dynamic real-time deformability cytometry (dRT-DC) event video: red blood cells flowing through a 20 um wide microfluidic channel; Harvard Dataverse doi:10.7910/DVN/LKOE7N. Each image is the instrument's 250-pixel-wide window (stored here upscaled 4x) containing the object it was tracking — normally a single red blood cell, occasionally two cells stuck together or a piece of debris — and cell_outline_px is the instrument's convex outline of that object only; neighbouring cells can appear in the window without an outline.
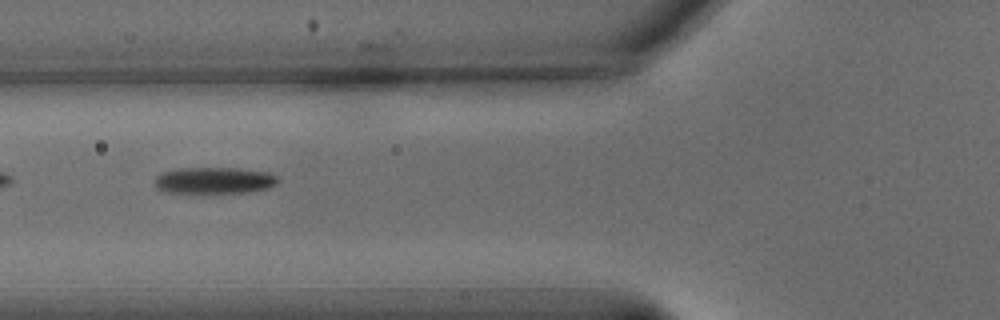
{"species": "common noctule bat (a hibernating species)", "species_latin": "Nyctalus noctula", "temperature_condition": "warm", "stored_images_in_passage": 40, "camera_frame_rate_fps": 3000, "um_per_image_px": 0.085, "animal": {"sex": "male", "body_mass_g": 15.6}, "frame": {"image": 1, "passage_image": 5, "time_ms": 1.333, "image_size_px": [1000, 320], "cell_outline_px": [[276, 184], [268, 188], [248, 192], [168, 192], [156, 188], [156, 176], [160, 172], [176, 168], [236, 168], [268, 172], [276, 176]], "centroid_in_image_um": [18.18, 15.32], "position_along_channel_um": 107.6, "area_um2": 18.79}}
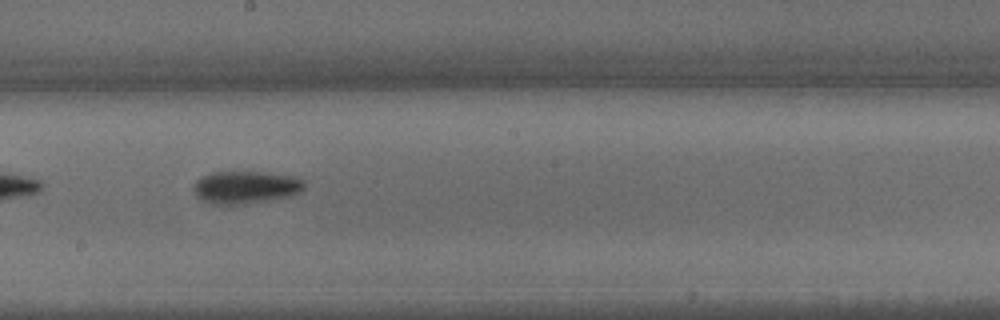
{"frame": {"image": 2, "passage_image": 15, "time_ms": 4.667, "image_size_px": [1000, 320], "cell_outline_px": [[304, 188], [300, 192], [292, 196], [244, 204], [216, 204], [204, 200], [196, 196], [196, 180], [200, 176], [212, 172], [264, 172], [292, 176], [304, 180]], "centroid_in_image_um": [20.92, 15.91], "position_along_channel_um": 227.3, "area_um2": 20.81}}
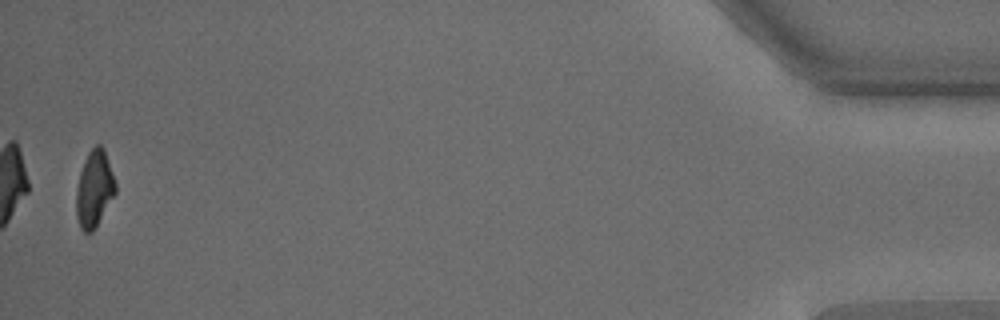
{"frame": {"image": 3, "passage_image": 39, "time_ms": 12.667, "image_size_px": [1000, 320], "cell_outline_px": [[116, 192], [92, 232], [84, 232], [80, 228], [76, 216], [76, 188], [80, 172], [84, 160], [88, 152], [96, 144], [100, 144], [104, 148], [116, 184]], "centroid_in_image_um": [8.0, 16.03], "position_along_channel_um": 427.2, "area_um2": 17.4}, "authors_computed_cell_mechanics": {"area_um2": 18.9584, "velocity_mm_per_s": 3.5847, "shape_relaxation_time_tau1_ms": 2.7141, "shape_relaxation_time_tau2_ms": 8.3584, "deformation_change_tau1": 0.1513, "deformation_change_tau2": 0.1526}}